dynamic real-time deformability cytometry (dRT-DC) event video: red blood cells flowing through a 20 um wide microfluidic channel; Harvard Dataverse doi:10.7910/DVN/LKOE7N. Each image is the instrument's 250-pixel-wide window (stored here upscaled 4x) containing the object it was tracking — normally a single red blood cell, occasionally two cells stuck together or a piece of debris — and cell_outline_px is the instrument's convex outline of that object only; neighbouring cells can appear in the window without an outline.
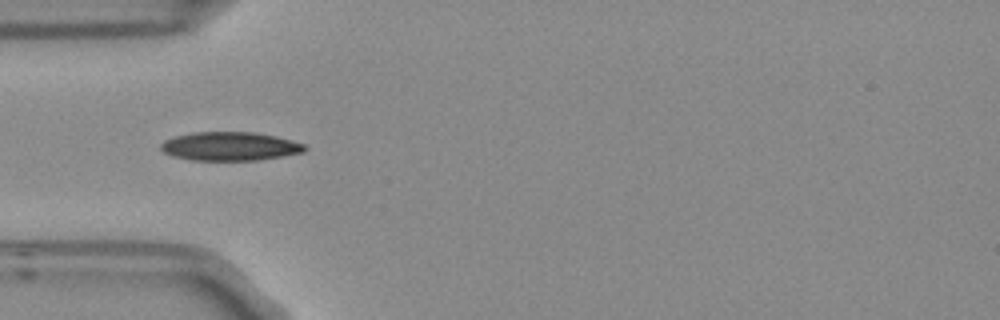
{"species": "Egyptian fruit bat (a non-hibernating species)", "species_latin": "Rousettus aegyptiacus", "temperature_condition": "room temperature", "stored_images_in_passage": 5, "camera_frame_rate_fps": 3000, "um_per_image_px": 0.085, "frame": {"image": 1, "passage_image": 3, "time_ms": 0.667, "image_size_px": [1000, 320], "cell_outline_px": [[308, 148], [304, 152], [256, 160], [192, 160], [172, 156], [164, 152], [160, 148], [160, 144], [164, 140], [176, 136], [192, 132], [256, 132], [276, 136], [304, 144]], "centroid_in_image_um": [19.53, 12.43], "position_along_channel_um": 65.5, "area_um2": 23.99}}
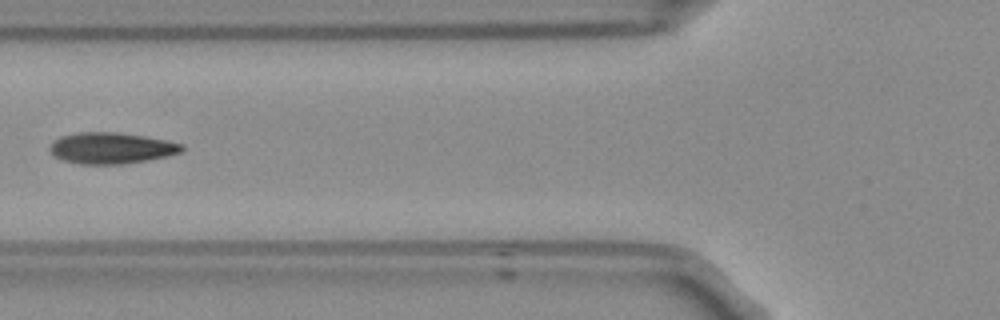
{"frame": {"image": 2, "passage_image": 4, "time_ms": 1.0, "image_size_px": [1000, 320], "cell_outline_px": [[184, 148], [180, 152], [164, 156], [144, 160], [120, 164], [80, 164], [64, 160], [52, 156], [48, 148], [60, 136], [80, 132], [116, 132], [144, 136], [184, 144]], "centroid_in_image_um": [9.41, 12.58], "position_along_channel_um": 116.4, "area_um2": 23.7}}